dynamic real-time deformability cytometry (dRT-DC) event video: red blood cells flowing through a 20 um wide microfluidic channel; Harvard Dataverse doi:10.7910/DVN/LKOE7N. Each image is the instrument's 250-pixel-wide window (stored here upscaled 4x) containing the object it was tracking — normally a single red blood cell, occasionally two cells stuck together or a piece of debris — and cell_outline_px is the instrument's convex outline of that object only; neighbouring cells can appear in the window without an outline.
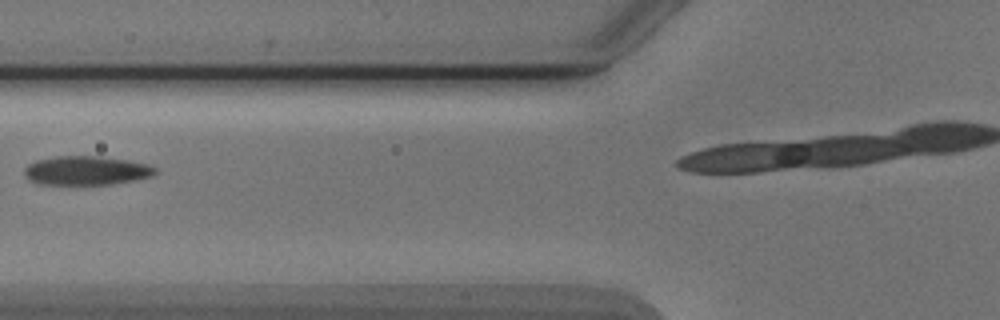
{"species": "Egyptian fruit bat (a non-hibernating species)", "species_latin": "Rousettus aegyptiacus", "temperature_condition": "cold", "stored_images_in_passage": 6, "camera_frame_rate_fps": 3000, "um_per_image_px": 0.085, "animal": {"sex": "male"}, "frame": {"image": 1, "passage_image": 5, "time_ms": 4.667, "image_size_px": [1000, 320], "cell_outline_px": [[160, 172], [152, 176], [136, 180], [112, 184], [40, 184], [28, 180], [24, 176], [24, 168], [28, 164], [36, 160], [56, 156], [100, 156], [128, 160], [148, 164], [156, 168]], "centroid_in_image_um": [7.35, 14.49], "position_along_channel_um": 118.4, "area_um2": 22.37}}